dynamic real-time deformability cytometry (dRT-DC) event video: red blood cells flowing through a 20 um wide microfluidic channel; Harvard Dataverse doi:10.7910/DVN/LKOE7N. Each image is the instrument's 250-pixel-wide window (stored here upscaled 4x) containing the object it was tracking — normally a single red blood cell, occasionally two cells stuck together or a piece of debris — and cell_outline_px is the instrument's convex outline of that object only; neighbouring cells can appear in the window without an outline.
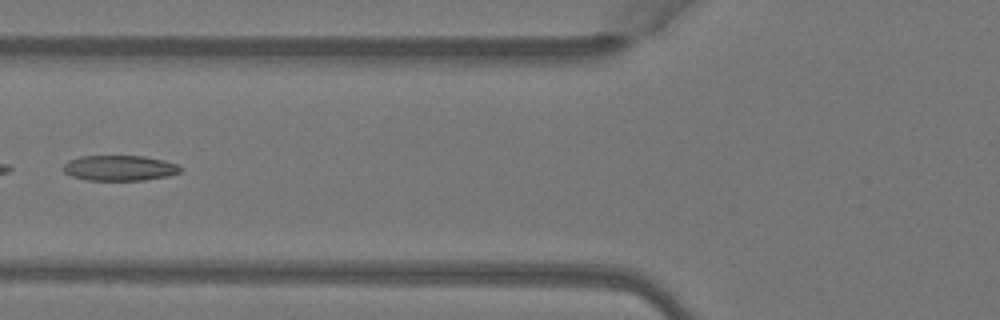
{"species": "Egyptian fruit bat (a non-hibernating species)", "species_latin": "Rousettus aegyptiacus", "temperature_condition": "warm", "stored_images_in_passage": 5, "camera_frame_rate_fps": 3000, "um_per_image_px": 0.085, "animal": {"sex": "female"}, "frame": {"image": 1, "passage_image": 4, "time_ms": 1.0, "image_size_px": [1000, 320], "cell_outline_px": [[184, 168], [180, 172], [168, 176], [144, 180], [88, 180], [72, 176], [64, 172], [64, 164], [68, 160], [80, 156], [144, 156], [164, 160], [176, 164]], "centroid_in_image_um": [10.18, 14.28], "position_along_channel_um": 115.6, "area_um2": 17.34}}
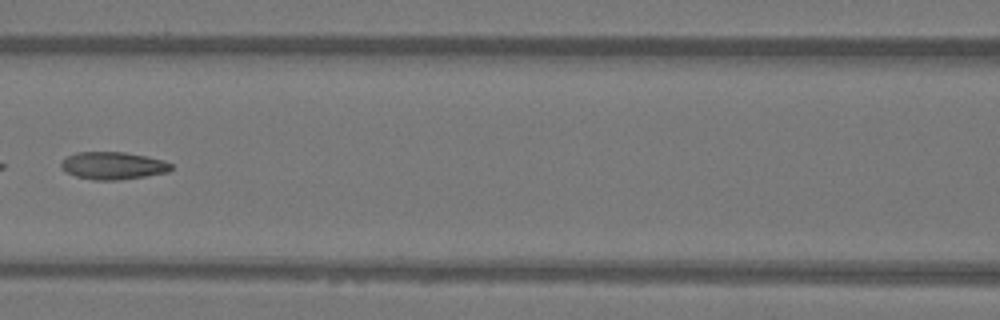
{"frame": {"image": 2, "passage_image": 5, "time_ms": 1.333, "image_size_px": [1000, 320], "cell_outline_px": [[172, 168], [168, 172], [120, 180], [92, 180], [76, 176], [64, 172], [60, 168], [60, 164], [68, 156], [76, 152], [124, 152], [164, 160], [172, 164]], "centroid_in_image_um": [9.58, 14.08], "position_along_channel_um": 157.0, "area_um2": 17.63}}